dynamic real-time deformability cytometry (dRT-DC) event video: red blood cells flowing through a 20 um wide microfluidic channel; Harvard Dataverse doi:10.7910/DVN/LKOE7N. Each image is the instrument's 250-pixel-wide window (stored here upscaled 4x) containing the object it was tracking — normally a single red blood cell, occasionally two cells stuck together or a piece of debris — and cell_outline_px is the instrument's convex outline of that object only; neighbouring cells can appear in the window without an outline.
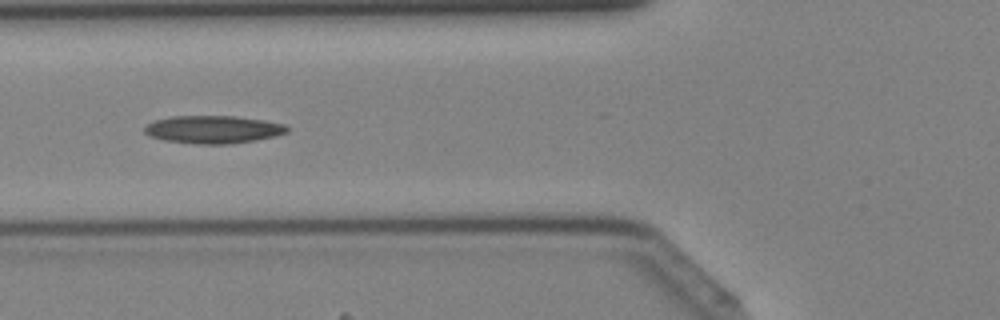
{"species": "Egyptian fruit bat (a non-hibernating species)", "species_latin": "Rousettus aegyptiacus", "temperature_condition": "cold", "stored_images_in_passage": 42, "camera_frame_rate_fps": 3000, "um_per_image_px": 0.085, "animal": {"sex": "female"}, "frame": {"image": 1, "passage_image": 16, "time_ms": 5.0, "image_size_px": [1000, 320], "cell_outline_px": [[292, 128], [288, 132], [276, 136], [256, 140], [228, 144], [196, 144], [164, 140], [152, 136], [144, 132], [144, 128], [148, 124], [156, 120], [172, 116], [236, 116], [264, 120], [284, 124]], "centroid_in_image_um": [18.18, 11.0], "position_along_channel_um": 107.6, "area_um2": 23.12}}
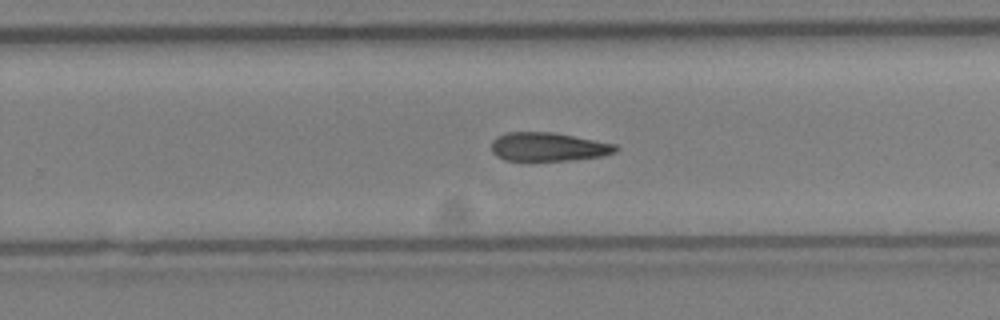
{"frame": {"image": 2, "passage_image": 27, "time_ms": 8.667, "image_size_px": [1000, 320], "cell_outline_px": [[620, 148], [616, 152], [604, 156], [576, 160], [504, 160], [496, 156], [492, 152], [492, 140], [496, 136], [508, 132], [552, 132], [616, 144]], "centroid_in_image_um": [46.62, 12.48], "position_along_channel_um": 283.2, "area_um2": 20.87}}
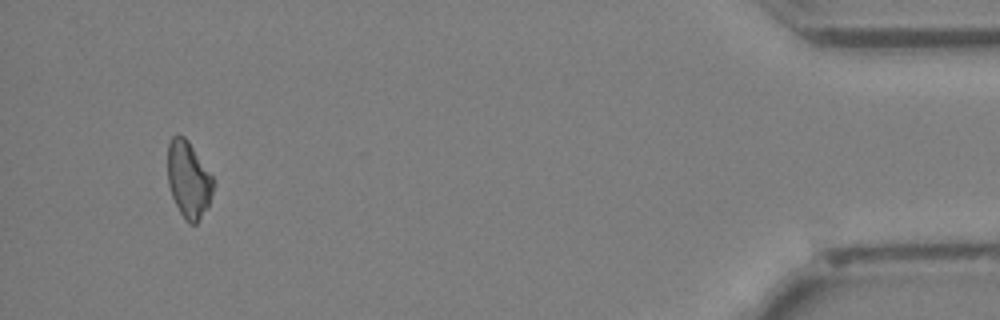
{"frame": {"image": 3, "passage_image": 40, "time_ms": 13.0, "image_size_px": [1000, 320], "cell_outline_px": [[212, 192], [208, 208], [200, 220], [196, 224], [188, 224], [184, 220], [172, 196], [168, 184], [168, 144], [172, 136], [184, 136], [188, 140], [212, 176]], "centroid_in_image_um": [16.01, 15.3], "position_along_channel_um": 419.2, "area_um2": 20.23}}